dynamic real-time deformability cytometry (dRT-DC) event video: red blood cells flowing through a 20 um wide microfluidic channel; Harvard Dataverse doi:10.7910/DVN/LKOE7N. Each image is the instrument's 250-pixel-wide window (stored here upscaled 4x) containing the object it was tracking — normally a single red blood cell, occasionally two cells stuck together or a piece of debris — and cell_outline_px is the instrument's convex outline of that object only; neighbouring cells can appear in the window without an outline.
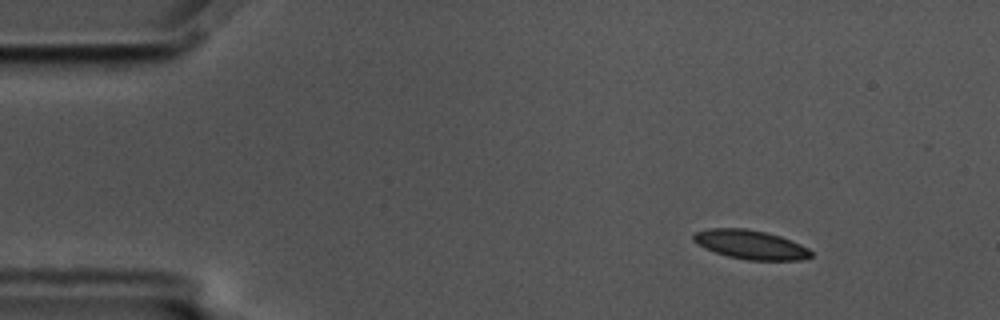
{"species": "common noctule bat (a hibernating species)", "species_latin": "Nyctalus noctula", "temperature_condition": "cold", "stored_images_in_passage": 58, "camera_frame_rate_fps": 3000, "um_per_image_px": 0.085, "animal": {"sex": "male", "body_mass_g": 17.5, "forearm_length_mm": 52.3}, "frame": {"image": 1, "passage_image": 7, "time_ms": 2.0, "image_size_px": [1000, 320], "cell_outline_px": [[812, 256], [800, 260], [748, 260], [728, 256], [704, 248], [692, 240], [692, 236], [696, 232], [708, 228], [744, 228], [764, 232], [780, 236], [792, 240], [808, 248], [812, 252]], "centroid_in_image_um": [63.79, 20.79], "position_along_channel_um": 21.2, "area_um2": 19.83}}
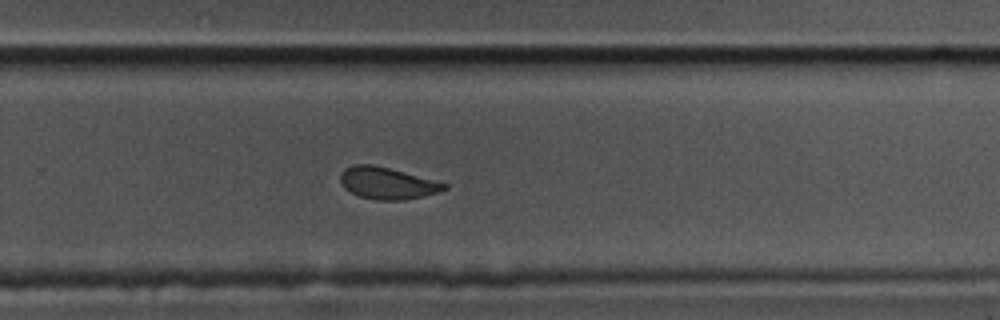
{"frame": {"image": 2, "passage_image": 38, "time_ms": 12.333, "image_size_px": [1000, 320], "cell_outline_px": [[448, 188], [424, 196], [404, 200], [376, 200], [360, 196], [344, 188], [340, 180], [340, 176], [344, 168], [356, 164], [372, 164], [388, 168], [448, 184]], "centroid_in_image_um": [32.89, 15.57], "position_along_channel_um": 296.9, "area_um2": 18.96}}
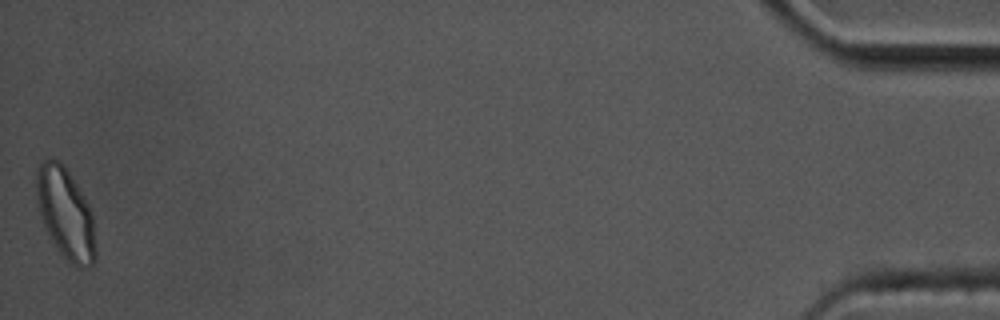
{"frame": {"image": 3, "passage_image": 58, "time_ms": 19.0, "image_size_px": [1000, 320], "cell_outline_px": [[96, 260], [88, 268], [76, 268], [60, 252], [44, 228], [36, 204], [36, 172], [40, 164], [48, 156], [52, 156], [60, 160], [64, 164], [88, 204], [92, 212], [96, 252]], "centroid_in_image_um": [5.55, 18.12], "position_along_channel_um": 429.6, "area_um2": 31.73}, "authors_computed_cell_mechanics": {"area_um2": 20.4612, "velocity_mm_per_s": 3.4368, "shape_relaxation_time_tau1_ms": 4.562, "shape_relaxation_time_tau2_ms": 2.0847, "deformation_change_tau1": 0.1197, "deformation_change_tau2": 0.0662}}